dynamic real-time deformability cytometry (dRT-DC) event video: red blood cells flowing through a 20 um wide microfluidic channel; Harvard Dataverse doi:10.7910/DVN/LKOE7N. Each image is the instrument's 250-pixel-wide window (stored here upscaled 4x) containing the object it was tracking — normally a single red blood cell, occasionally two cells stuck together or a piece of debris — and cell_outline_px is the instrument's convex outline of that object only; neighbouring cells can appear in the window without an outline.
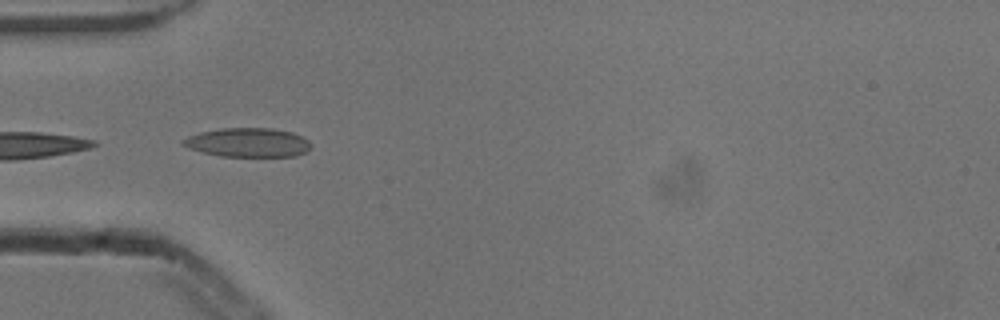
{"species": "common noctule bat (a hibernating species)", "species_latin": "Nyctalus noctula", "temperature_condition": "cold", "stored_images_in_passage": 18, "camera_frame_rate_fps": 3000, "um_per_image_px": 0.085, "animal": {"sex": "male", "body_mass_g": 13.3}, "frame": {"image": 1, "passage_image": 1, "time_ms": 0.0, "image_size_px": [1000, 320], "cell_outline_px": [[312, 148], [296, 156], [220, 156], [204, 152], [180, 144], [180, 140], [188, 136], [200, 132], [220, 128], [272, 128], [292, 132], [308, 140], [312, 144]], "centroid_in_image_um": [21.08, 12.1], "position_along_channel_um": 63.9, "area_um2": 21.62}}
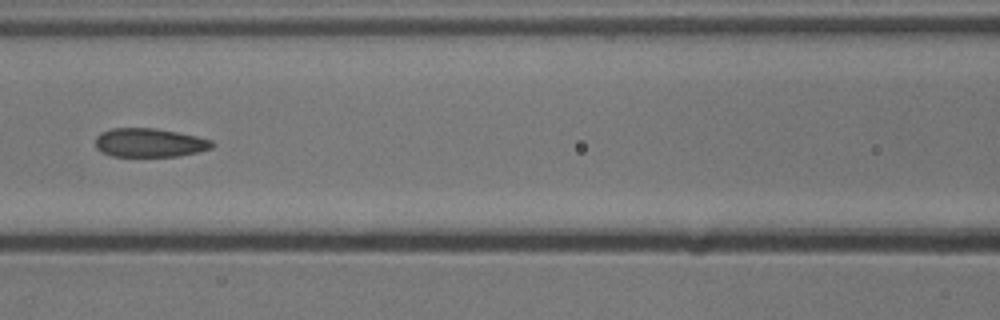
{"frame": {"image": 2, "passage_image": 8, "time_ms": 2.333, "image_size_px": [1000, 320], "cell_outline_px": [[216, 144], [212, 148], [196, 152], [176, 156], [112, 156], [100, 152], [96, 148], [96, 136], [100, 132], [112, 128], [156, 128], [196, 136], [212, 140]], "centroid_in_image_um": [12.68, 12.12], "position_along_channel_um": 153.9, "area_um2": 19.59}}
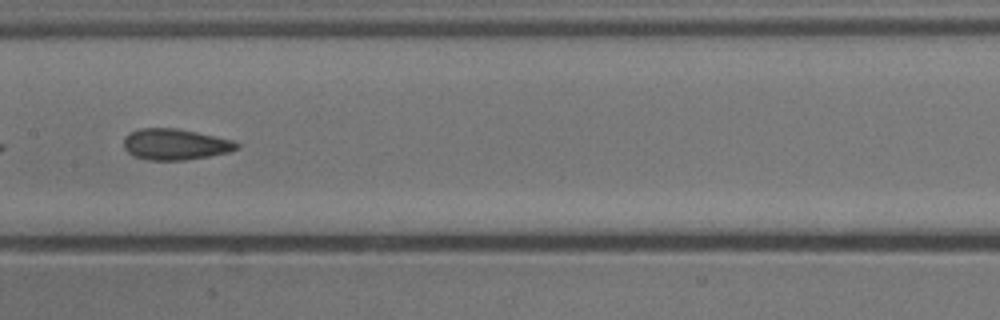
{"frame": {"image": 3, "passage_image": 11, "time_ms": 3.333, "image_size_px": [1000, 320], "cell_outline_px": [[240, 148], [228, 152], [208, 156], [184, 160], [148, 160], [132, 156], [124, 148], [124, 136], [128, 132], [140, 128], [176, 128], [236, 140], [240, 144]], "centroid_in_image_um": [14.89, 12.26], "position_along_channel_um": 192.5, "area_um2": 20.69}}